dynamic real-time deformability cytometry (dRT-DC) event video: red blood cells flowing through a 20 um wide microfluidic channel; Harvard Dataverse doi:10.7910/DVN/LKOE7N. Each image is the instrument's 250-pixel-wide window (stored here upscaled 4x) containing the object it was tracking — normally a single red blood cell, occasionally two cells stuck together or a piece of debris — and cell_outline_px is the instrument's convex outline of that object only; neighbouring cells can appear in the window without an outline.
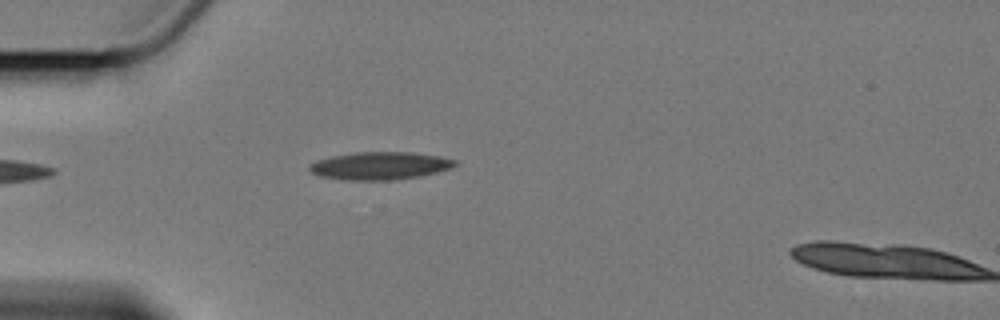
{"species": "Egyptian fruit bat (a non-hibernating species)", "species_latin": "Rousettus aegyptiacus", "temperature_condition": "cold", "stored_images_in_passage": 3, "camera_frame_rate_fps": 3000, "um_per_image_px": 0.085, "animal": {"sex": "female"}, "frame": {"image": 1, "passage_image": 3, "time_ms": 2.333, "image_size_px": [1000, 320], "cell_outline_px": [[460, 164], [452, 168], [420, 176], [392, 180], [340, 180], [320, 176], [312, 172], [308, 168], [316, 160], [332, 156], [356, 152], [412, 152], [440, 156], [460, 160]], "centroid_in_image_um": [32.36, 14.09], "position_along_channel_um": 52.6, "area_um2": 23.76}}